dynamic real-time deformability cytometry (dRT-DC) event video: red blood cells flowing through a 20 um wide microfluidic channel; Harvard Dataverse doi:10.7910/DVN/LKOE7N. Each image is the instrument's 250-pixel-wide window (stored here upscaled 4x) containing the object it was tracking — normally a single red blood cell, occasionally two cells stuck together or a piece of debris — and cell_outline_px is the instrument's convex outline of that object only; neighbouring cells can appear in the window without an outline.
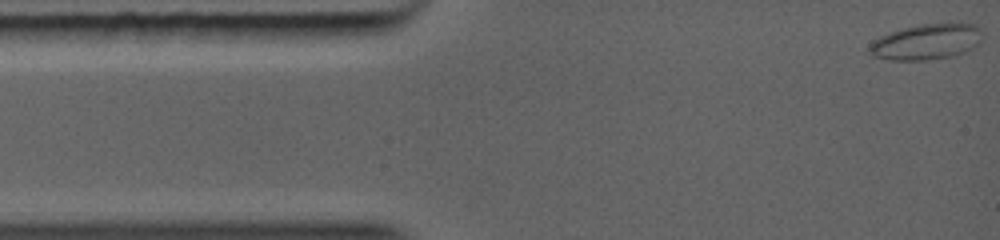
{"species": "common noctule bat (a hibernating species)", "species_latin": "Nyctalus noctula", "temperature_condition": "warm", "stored_images_in_passage": 11, "camera_frame_rate_fps": 5000, "um_per_image_px": 0.085, "animal": {"sex": "female", "body_mass_g": 19.0, "forearm_length_mm": 56.7}, "frame": {"image": 1, "passage_image": 1, "time_ms": 0.0, "image_size_px": [1000, 240], "cell_outline_px": [[980, 40], [976, 44], [964, 52], [952, 56], [924, 60], [892, 60], [872, 56], [868, 52], [868, 48], [880, 36], [904, 28], [920, 24], [972, 24], [980, 28]], "centroid_in_image_um": [78.7, 3.57], "position_along_channel_um": 6.3, "area_um2": 22.89}}
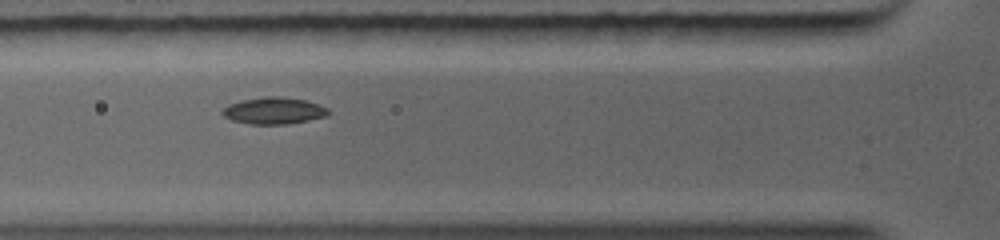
{"frame": {"image": 2, "passage_image": 7, "time_ms": 3.6, "image_size_px": [1000, 240], "cell_outline_px": [[328, 112], [324, 116], [308, 120], [288, 124], [252, 124], [232, 120], [224, 116], [220, 112], [228, 104], [240, 100], [264, 96], [280, 96], [304, 100], [328, 108]], "centroid_in_image_um": [23.21, 9.4], "position_along_channel_um": 102.6, "area_um2": 16.36}}
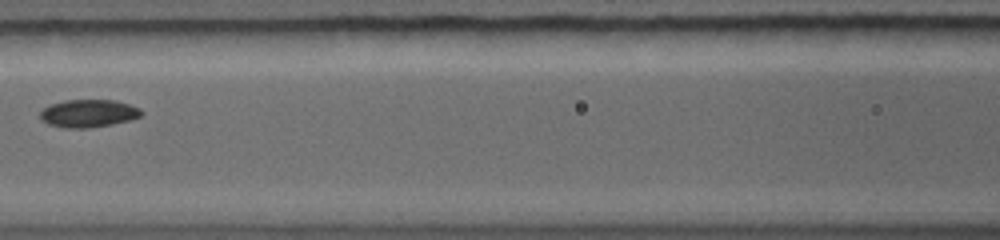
{"frame": {"image": 3, "passage_image": 9, "time_ms": 4.8, "image_size_px": [1000, 240], "cell_outline_px": [[140, 116], [128, 120], [88, 128], [68, 128], [48, 124], [40, 120], [40, 112], [44, 108], [52, 104], [64, 100], [116, 100], [140, 108]], "centroid_in_image_um": [7.46, 9.63], "position_along_channel_um": 159.1, "area_um2": 16.07}}